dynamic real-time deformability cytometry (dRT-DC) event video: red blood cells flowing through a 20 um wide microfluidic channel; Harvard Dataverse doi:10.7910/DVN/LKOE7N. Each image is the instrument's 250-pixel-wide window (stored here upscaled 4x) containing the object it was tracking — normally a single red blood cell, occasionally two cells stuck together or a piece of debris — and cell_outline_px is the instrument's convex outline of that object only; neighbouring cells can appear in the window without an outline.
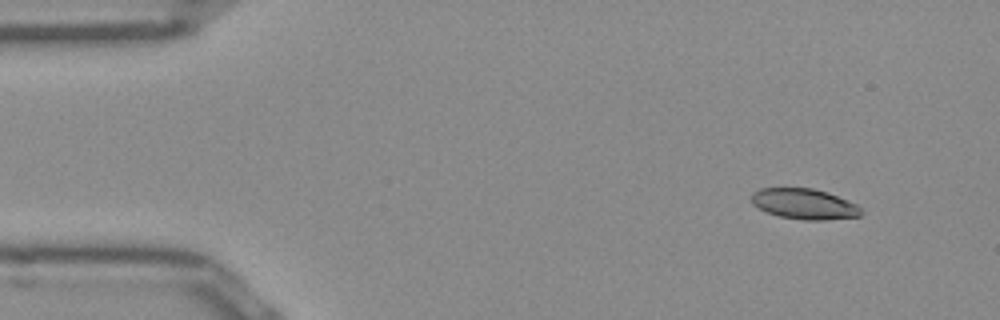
{"species": "Egyptian fruit bat (a non-hibernating species)", "species_latin": "Rousettus aegyptiacus", "temperature_condition": "room temperature", "stored_images_in_passage": 47, "camera_frame_rate_fps": 3000, "um_per_image_px": 0.085, "frame": {"image": 1, "passage_image": 1, "time_ms": 0.0, "image_size_px": [1000, 320], "cell_outline_px": [[860, 216], [828, 220], [804, 220], [780, 216], [768, 212], [752, 204], [752, 192], [760, 188], [812, 188], [828, 192], [848, 200], [856, 204], [860, 208]], "centroid_in_image_um": [68.37, 17.33], "position_along_channel_um": 16.6, "area_um2": 19.42}}
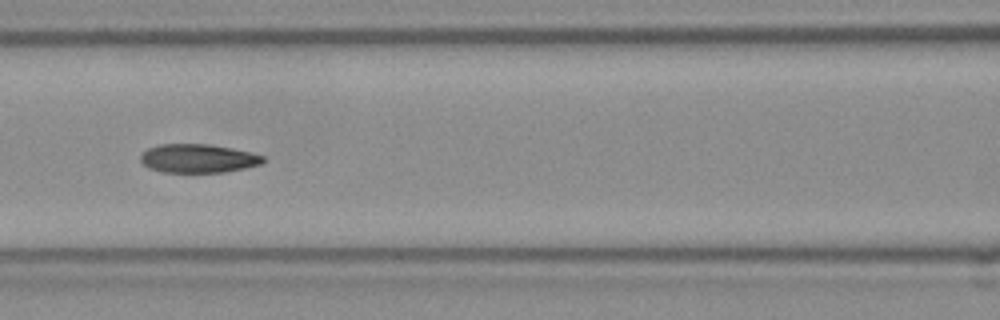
{"frame": {"image": 2, "passage_image": 18, "time_ms": 5.667, "image_size_px": [1000, 320], "cell_outline_px": [[264, 160], [260, 164], [244, 168], [224, 172], [164, 172], [152, 168], [144, 164], [140, 160], [140, 156], [148, 148], [160, 144], [208, 144], [232, 148], [252, 152], [264, 156]], "centroid_in_image_um": [16.86, 13.45], "position_along_channel_um": 149.7, "area_um2": 20.29}}
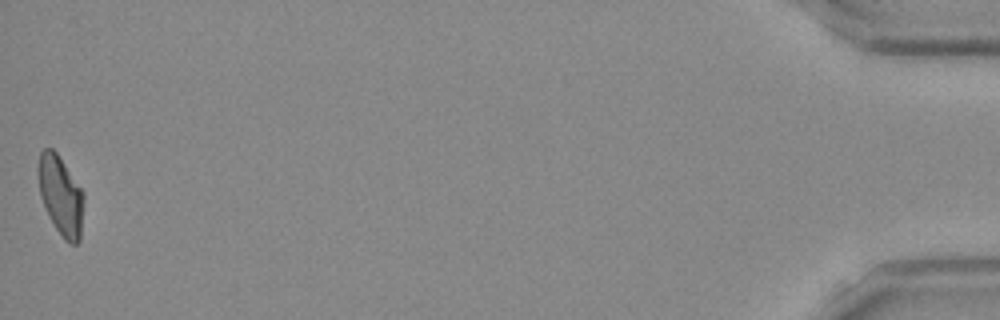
{"frame": {"image": 3, "passage_image": 47, "time_ms": 15.333, "image_size_px": [1000, 320], "cell_outline_px": [[84, 200], [80, 240], [76, 244], [68, 244], [64, 240], [56, 228], [40, 196], [36, 168], [40, 152], [44, 148], [52, 148], [56, 152], [84, 192]], "centroid_in_image_um": [5.16, 16.6], "position_along_channel_um": 430.0, "area_um2": 21.1}, "authors_computed_cell_mechanics": {"area_um2": 20.8658, "velocity_mm_per_s": 3.9601, "shape_relaxation_time_tau1_ms": 5.3456, "shape_relaxation_time_tau2_ms": 1.9324, "deformation_change_tau1": 0.1478, "deformation_change_tau2": 0.0642}}